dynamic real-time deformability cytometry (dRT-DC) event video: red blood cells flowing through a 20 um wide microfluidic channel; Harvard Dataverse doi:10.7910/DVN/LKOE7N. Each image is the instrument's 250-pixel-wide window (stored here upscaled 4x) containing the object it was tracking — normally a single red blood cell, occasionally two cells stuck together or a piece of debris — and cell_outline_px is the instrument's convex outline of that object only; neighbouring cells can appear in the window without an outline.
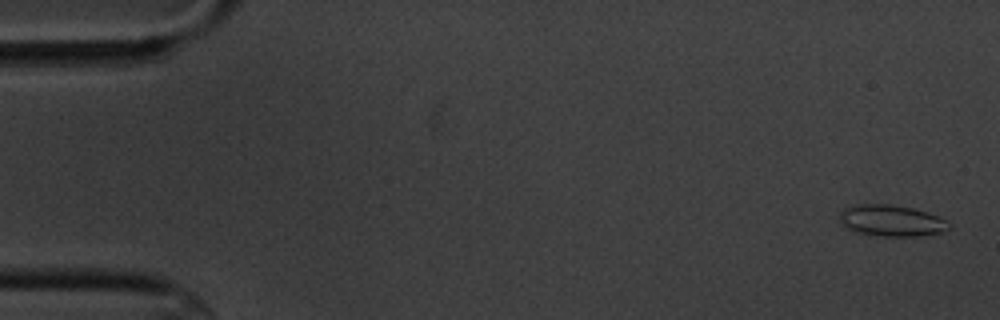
{"species": "common noctule bat (a hibernating species)", "species_latin": "Nyctalus noctula", "temperature_condition": "cold", "stored_images_in_passage": 5, "camera_frame_rate_fps": 3000, "um_per_image_px": 0.085, "animal": {"sex": "male", "body_mass_g": 20.1, "forearm_length_mm": 53.5}, "frame": {"image": 1, "passage_image": 1, "time_ms": 0.0, "image_size_px": [1000, 320], "cell_outline_px": [[948, 228], [944, 232], [916, 236], [880, 236], [860, 232], [848, 228], [840, 224], [840, 212], [844, 208], [856, 204], [888, 204], [912, 208], [928, 212], [948, 220]], "centroid_in_image_um": [75.77, 18.74], "position_along_channel_um": 9.2, "area_um2": 19.88}}
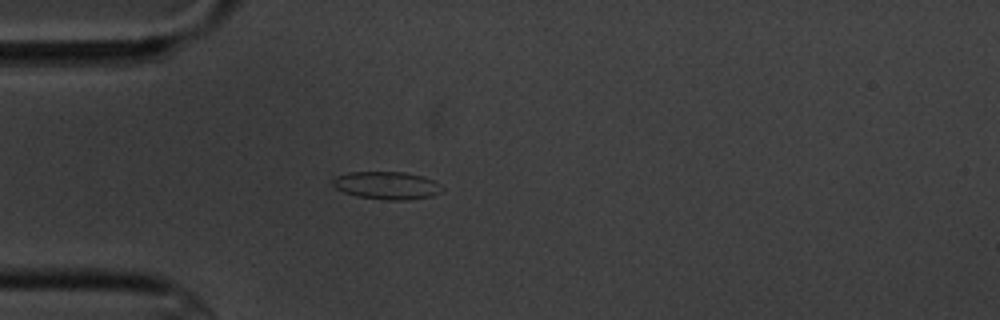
{"frame": {"image": 2, "passage_image": 5, "time_ms": 4.667, "image_size_px": [1000, 320], "cell_outline_px": [[444, 192], [432, 196], [408, 200], [384, 200], [356, 196], [344, 192], [336, 188], [332, 184], [332, 180], [336, 176], [348, 172], [404, 172], [424, 176], [440, 184], [444, 188]], "centroid_in_image_um": [32.91, 15.77], "position_along_channel_um": 52.1, "area_um2": 17.92}}